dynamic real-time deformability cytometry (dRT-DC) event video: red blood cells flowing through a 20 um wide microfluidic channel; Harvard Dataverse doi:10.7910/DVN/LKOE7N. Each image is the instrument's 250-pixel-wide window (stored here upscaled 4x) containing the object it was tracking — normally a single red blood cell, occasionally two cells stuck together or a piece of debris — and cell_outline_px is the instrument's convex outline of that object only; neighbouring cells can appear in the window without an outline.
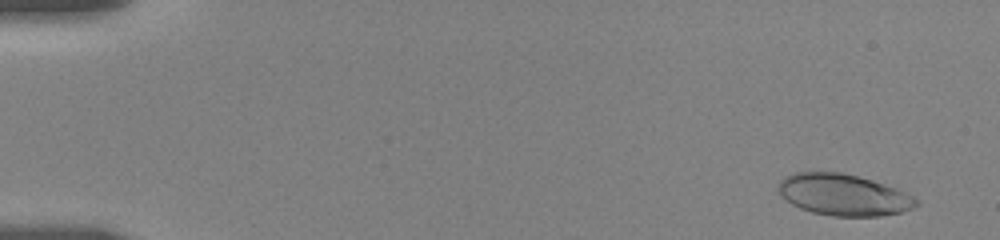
{"species": "human", "species_latin": "Homo sapiens", "temperature_condition": "room temperature", "stored_images_in_passage": 37, "camera_frame_rate_fps": 3000, "um_per_image_px": 0.085, "donor": {"sex": "female"}, "frame": {"image": 1, "passage_image": 5, "time_ms": 0.667, "image_size_px": [1000, 240], "cell_outline_px": [[920, 204], [912, 208], [900, 212], [880, 216], [832, 216], [812, 212], [800, 208], [792, 204], [780, 192], [776, 184], [784, 176], [792, 172], [840, 172], [872, 180], [896, 188], [920, 200]], "centroid_in_image_um": [71.69, 16.55], "position_along_channel_um": 13.3, "area_um2": 33.23}}
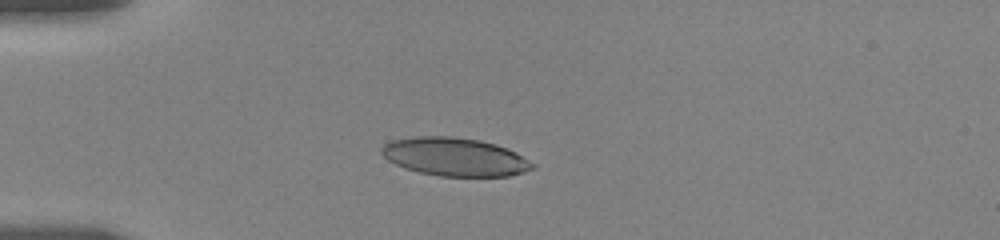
{"frame": {"image": 2, "passage_image": 29, "time_ms": 4.667, "image_size_px": [1000, 240], "cell_outline_px": [[536, 168], [524, 172], [508, 176], [440, 176], [420, 172], [404, 168], [388, 160], [380, 152], [380, 148], [384, 144], [392, 140], [416, 136], [452, 136], [480, 140], [496, 144], [516, 152], [536, 164]], "centroid_in_image_um": [38.68, 13.33], "position_along_channel_um": 46.3, "area_um2": 33.81}}